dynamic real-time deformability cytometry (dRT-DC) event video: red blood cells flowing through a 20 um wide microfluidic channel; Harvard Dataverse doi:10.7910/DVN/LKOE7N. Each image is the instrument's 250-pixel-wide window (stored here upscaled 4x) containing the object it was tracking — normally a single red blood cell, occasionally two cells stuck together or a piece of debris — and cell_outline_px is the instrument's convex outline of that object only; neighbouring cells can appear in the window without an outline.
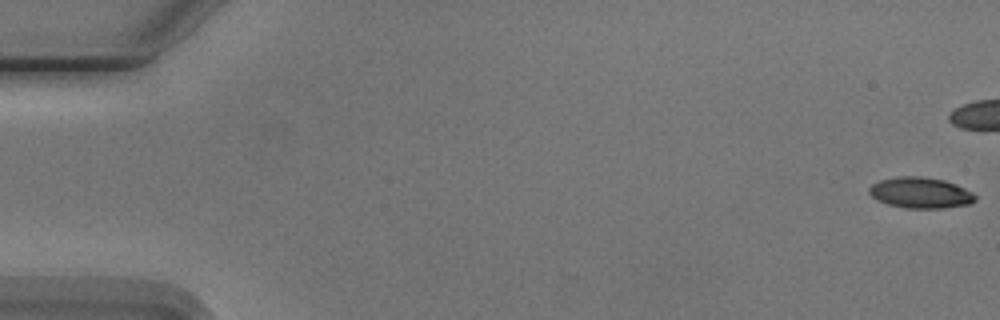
{"species": "Egyptian fruit bat (a non-hibernating species)", "species_latin": "Rousettus aegyptiacus", "temperature_condition": "cold", "stored_images_in_passage": 44, "camera_frame_rate_fps": 3000, "um_per_image_px": 0.085, "animal": {"sex": "male"}, "frame": {"image": 1, "passage_image": 1, "time_ms": 0.0, "image_size_px": [1000, 320], "cell_outline_px": [[976, 200], [968, 204], [944, 208], [908, 208], [888, 204], [876, 200], [868, 192], [868, 188], [872, 184], [880, 180], [900, 176], [920, 176], [944, 180], [956, 184], [972, 192], [976, 196]], "centroid_in_image_um": [78.23, 16.38], "position_along_channel_um": 6.8, "area_um2": 19.07}}
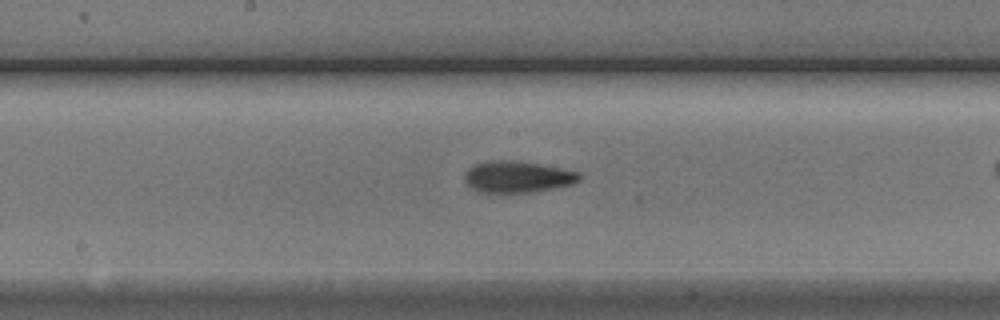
{"frame": {"image": 2, "passage_image": 29, "time_ms": 9.333, "image_size_px": [1000, 320], "cell_outline_px": [[580, 180], [572, 184], [552, 188], [528, 192], [480, 192], [472, 188], [464, 180], [464, 172], [472, 164], [484, 160], [516, 160], [540, 164], [580, 172]], "centroid_in_image_um": [43.93, 15.0], "position_along_channel_um": 204.3, "area_um2": 21.15}}
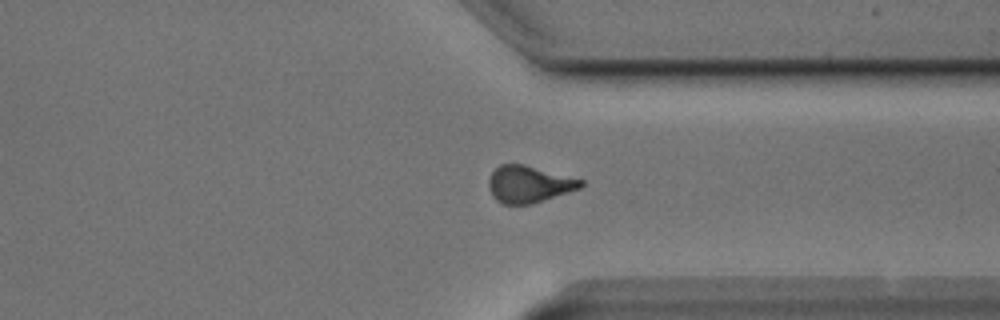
{"frame": {"image": 3, "passage_image": 42, "time_ms": 13.667, "image_size_px": [1000, 320], "cell_outline_px": [[584, 184], [580, 188], [532, 204], [504, 204], [496, 200], [492, 196], [488, 188], [488, 180], [492, 172], [500, 164], [524, 164], [584, 180]], "centroid_in_image_um": [44.93, 15.65], "position_along_channel_um": 366.5, "area_um2": 19.77}}